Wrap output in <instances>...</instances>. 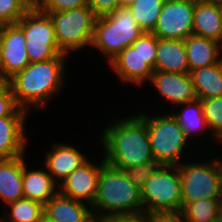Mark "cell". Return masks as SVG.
<instances>
[{
  "instance_id": "6da1fadb",
  "label": "cell",
  "mask_w": 222,
  "mask_h": 222,
  "mask_svg": "<svg viewBox=\"0 0 222 222\" xmlns=\"http://www.w3.org/2000/svg\"><path fill=\"white\" fill-rule=\"evenodd\" d=\"M121 119L113 120L112 125H106L102 130L100 140L105 149V162L120 170L154 162L144 119L139 113Z\"/></svg>"
},
{
  "instance_id": "7a4b0ae2",
  "label": "cell",
  "mask_w": 222,
  "mask_h": 222,
  "mask_svg": "<svg viewBox=\"0 0 222 222\" xmlns=\"http://www.w3.org/2000/svg\"><path fill=\"white\" fill-rule=\"evenodd\" d=\"M67 56L60 54L57 58L30 63L7 81L20 108L39 110L61 92Z\"/></svg>"
},
{
  "instance_id": "3957f363",
  "label": "cell",
  "mask_w": 222,
  "mask_h": 222,
  "mask_svg": "<svg viewBox=\"0 0 222 222\" xmlns=\"http://www.w3.org/2000/svg\"><path fill=\"white\" fill-rule=\"evenodd\" d=\"M97 222L114 215L143 212L141 189L123 170L105 163L100 171L97 194L91 205Z\"/></svg>"
},
{
  "instance_id": "277c9868",
  "label": "cell",
  "mask_w": 222,
  "mask_h": 222,
  "mask_svg": "<svg viewBox=\"0 0 222 222\" xmlns=\"http://www.w3.org/2000/svg\"><path fill=\"white\" fill-rule=\"evenodd\" d=\"M142 33L130 8L118 7L107 15L97 17L90 47L97 48L110 62Z\"/></svg>"
},
{
  "instance_id": "5b68a950",
  "label": "cell",
  "mask_w": 222,
  "mask_h": 222,
  "mask_svg": "<svg viewBox=\"0 0 222 222\" xmlns=\"http://www.w3.org/2000/svg\"><path fill=\"white\" fill-rule=\"evenodd\" d=\"M143 212L149 215L181 213V175L177 165H160L141 188Z\"/></svg>"
},
{
  "instance_id": "8992f818",
  "label": "cell",
  "mask_w": 222,
  "mask_h": 222,
  "mask_svg": "<svg viewBox=\"0 0 222 222\" xmlns=\"http://www.w3.org/2000/svg\"><path fill=\"white\" fill-rule=\"evenodd\" d=\"M157 51V37L143 32L131 46L126 47L108 65L122 82L133 85L150 81L154 72Z\"/></svg>"
},
{
  "instance_id": "52a82bcc",
  "label": "cell",
  "mask_w": 222,
  "mask_h": 222,
  "mask_svg": "<svg viewBox=\"0 0 222 222\" xmlns=\"http://www.w3.org/2000/svg\"><path fill=\"white\" fill-rule=\"evenodd\" d=\"M147 124L151 151L160 165H179L184 158L183 150L189 141L175 117L169 115L150 116L139 114ZM182 157V158H181Z\"/></svg>"
},
{
  "instance_id": "ba28073f",
  "label": "cell",
  "mask_w": 222,
  "mask_h": 222,
  "mask_svg": "<svg viewBox=\"0 0 222 222\" xmlns=\"http://www.w3.org/2000/svg\"><path fill=\"white\" fill-rule=\"evenodd\" d=\"M55 37L62 54L91 46L97 16L88 6L61 12H49Z\"/></svg>"
},
{
  "instance_id": "9c48e42d",
  "label": "cell",
  "mask_w": 222,
  "mask_h": 222,
  "mask_svg": "<svg viewBox=\"0 0 222 222\" xmlns=\"http://www.w3.org/2000/svg\"><path fill=\"white\" fill-rule=\"evenodd\" d=\"M17 24L22 28L26 38L25 47L30 63L57 58L62 54L49 14L39 8H31Z\"/></svg>"
},
{
  "instance_id": "30bf717a",
  "label": "cell",
  "mask_w": 222,
  "mask_h": 222,
  "mask_svg": "<svg viewBox=\"0 0 222 222\" xmlns=\"http://www.w3.org/2000/svg\"><path fill=\"white\" fill-rule=\"evenodd\" d=\"M203 163H184L177 165L181 175V192L183 206L202 198L219 197L220 161L212 159ZM199 163V164H198Z\"/></svg>"
},
{
  "instance_id": "8fae6325",
  "label": "cell",
  "mask_w": 222,
  "mask_h": 222,
  "mask_svg": "<svg viewBox=\"0 0 222 222\" xmlns=\"http://www.w3.org/2000/svg\"><path fill=\"white\" fill-rule=\"evenodd\" d=\"M195 0H165L153 34L160 39L185 40L193 35Z\"/></svg>"
},
{
  "instance_id": "7c38bea8",
  "label": "cell",
  "mask_w": 222,
  "mask_h": 222,
  "mask_svg": "<svg viewBox=\"0 0 222 222\" xmlns=\"http://www.w3.org/2000/svg\"><path fill=\"white\" fill-rule=\"evenodd\" d=\"M26 38L17 23L0 25V80L7 82L30 64Z\"/></svg>"
},
{
  "instance_id": "4fadbf2b",
  "label": "cell",
  "mask_w": 222,
  "mask_h": 222,
  "mask_svg": "<svg viewBox=\"0 0 222 222\" xmlns=\"http://www.w3.org/2000/svg\"><path fill=\"white\" fill-rule=\"evenodd\" d=\"M89 159L79 168H76L60 184L59 192L74 200L92 205L97 194L98 179L104 158L99 165L91 163Z\"/></svg>"
},
{
  "instance_id": "5bb4252c",
  "label": "cell",
  "mask_w": 222,
  "mask_h": 222,
  "mask_svg": "<svg viewBox=\"0 0 222 222\" xmlns=\"http://www.w3.org/2000/svg\"><path fill=\"white\" fill-rule=\"evenodd\" d=\"M149 82L173 105L198 99L190 73L154 71Z\"/></svg>"
},
{
  "instance_id": "9a60e30c",
  "label": "cell",
  "mask_w": 222,
  "mask_h": 222,
  "mask_svg": "<svg viewBox=\"0 0 222 222\" xmlns=\"http://www.w3.org/2000/svg\"><path fill=\"white\" fill-rule=\"evenodd\" d=\"M86 204L58 191L44 204L43 214L54 222H97L92 207Z\"/></svg>"
},
{
  "instance_id": "2e32d148",
  "label": "cell",
  "mask_w": 222,
  "mask_h": 222,
  "mask_svg": "<svg viewBox=\"0 0 222 222\" xmlns=\"http://www.w3.org/2000/svg\"><path fill=\"white\" fill-rule=\"evenodd\" d=\"M50 150L44 163L48 173L58 185L88 160L86 155L68 144L54 143Z\"/></svg>"
},
{
  "instance_id": "e0dca14e",
  "label": "cell",
  "mask_w": 222,
  "mask_h": 222,
  "mask_svg": "<svg viewBox=\"0 0 222 222\" xmlns=\"http://www.w3.org/2000/svg\"><path fill=\"white\" fill-rule=\"evenodd\" d=\"M26 119L27 116L0 117V159L15 158L26 152Z\"/></svg>"
},
{
  "instance_id": "ac0fdd59",
  "label": "cell",
  "mask_w": 222,
  "mask_h": 222,
  "mask_svg": "<svg viewBox=\"0 0 222 222\" xmlns=\"http://www.w3.org/2000/svg\"><path fill=\"white\" fill-rule=\"evenodd\" d=\"M221 28L219 0L195 1L193 35L213 39L220 43Z\"/></svg>"
},
{
  "instance_id": "d6986e66",
  "label": "cell",
  "mask_w": 222,
  "mask_h": 222,
  "mask_svg": "<svg viewBox=\"0 0 222 222\" xmlns=\"http://www.w3.org/2000/svg\"><path fill=\"white\" fill-rule=\"evenodd\" d=\"M154 71L190 73L184 40L157 38Z\"/></svg>"
},
{
  "instance_id": "ffe728a7",
  "label": "cell",
  "mask_w": 222,
  "mask_h": 222,
  "mask_svg": "<svg viewBox=\"0 0 222 222\" xmlns=\"http://www.w3.org/2000/svg\"><path fill=\"white\" fill-rule=\"evenodd\" d=\"M23 155L0 159V199L6 205L24 197L23 194Z\"/></svg>"
},
{
  "instance_id": "44dd1931",
  "label": "cell",
  "mask_w": 222,
  "mask_h": 222,
  "mask_svg": "<svg viewBox=\"0 0 222 222\" xmlns=\"http://www.w3.org/2000/svg\"><path fill=\"white\" fill-rule=\"evenodd\" d=\"M184 42L190 71L217 64L222 59V47L216 40L190 35Z\"/></svg>"
},
{
  "instance_id": "7402d4cb",
  "label": "cell",
  "mask_w": 222,
  "mask_h": 222,
  "mask_svg": "<svg viewBox=\"0 0 222 222\" xmlns=\"http://www.w3.org/2000/svg\"><path fill=\"white\" fill-rule=\"evenodd\" d=\"M23 155V194L25 198L46 204L58 191L59 186L46 171L29 170Z\"/></svg>"
},
{
  "instance_id": "603a6c76",
  "label": "cell",
  "mask_w": 222,
  "mask_h": 222,
  "mask_svg": "<svg viewBox=\"0 0 222 222\" xmlns=\"http://www.w3.org/2000/svg\"><path fill=\"white\" fill-rule=\"evenodd\" d=\"M190 75L198 99L222 97V59L217 64L191 70Z\"/></svg>"
},
{
  "instance_id": "cb8c5ba5",
  "label": "cell",
  "mask_w": 222,
  "mask_h": 222,
  "mask_svg": "<svg viewBox=\"0 0 222 222\" xmlns=\"http://www.w3.org/2000/svg\"><path fill=\"white\" fill-rule=\"evenodd\" d=\"M180 105H185V108L178 112H172L171 114L182 127V130L186 134L188 140L191 136L196 134V132L200 133V131L202 132L203 130V134L205 129L209 130L207 121L203 114V106L200 99H196L194 101L186 102Z\"/></svg>"
},
{
  "instance_id": "d4e9b609",
  "label": "cell",
  "mask_w": 222,
  "mask_h": 222,
  "mask_svg": "<svg viewBox=\"0 0 222 222\" xmlns=\"http://www.w3.org/2000/svg\"><path fill=\"white\" fill-rule=\"evenodd\" d=\"M188 222H213L222 216L219 198H202L185 204L180 213Z\"/></svg>"
},
{
  "instance_id": "484cf974",
  "label": "cell",
  "mask_w": 222,
  "mask_h": 222,
  "mask_svg": "<svg viewBox=\"0 0 222 222\" xmlns=\"http://www.w3.org/2000/svg\"><path fill=\"white\" fill-rule=\"evenodd\" d=\"M8 206L10 212H4V215L0 216V222H40L44 215L43 204L25 197Z\"/></svg>"
},
{
  "instance_id": "4316f807",
  "label": "cell",
  "mask_w": 222,
  "mask_h": 222,
  "mask_svg": "<svg viewBox=\"0 0 222 222\" xmlns=\"http://www.w3.org/2000/svg\"><path fill=\"white\" fill-rule=\"evenodd\" d=\"M165 0H135L129 6L143 32L152 33L155 29Z\"/></svg>"
},
{
  "instance_id": "83f0119b",
  "label": "cell",
  "mask_w": 222,
  "mask_h": 222,
  "mask_svg": "<svg viewBox=\"0 0 222 222\" xmlns=\"http://www.w3.org/2000/svg\"><path fill=\"white\" fill-rule=\"evenodd\" d=\"M201 103L210 133L220 140L222 138V97L206 98L201 100Z\"/></svg>"
},
{
  "instance_id": "f1b7e54d",
  "label": "cell",
  "mask_w": 222,
  "mask_h": 222,
  "mask_svg": "<svg viewBox=\"0 0 222 222\" xmlns=\"http://www.w3.org/2000/svg\"><path fill=\"white\" fill-rule=\"evenodd\" d=\"M27 112L17 105L9 83L2 81L0 83V117L27 116Z\"/></svg>"
},
{
  "instance_id": "f546056e",
  "label": "cell",
  "mask_w": 222,
  "mask_h": 222,
  "mask_svg": "<svg viewBox=\"0 0 222 222\" xmlns=\"http://www.w3.org/2000/svg\"><path fill=\"white\" fill-rule=\"evenodd\" d=\"M28 9L21 0H0V25L17 23Z\"/></svg>"
},
{
  "instance_id": "4dcf8cb0",
  "label": "cell",
  "mask_w": 222,
  "mask_h": 222,
  "mask_svg": "<svg viewBox=\"0 0 222 222\" xmlns=\"http://www.w3.org/2000/svg\"><path fill=\"white\" fill-rule=\"evenodd\" d=\"M160 166L156 161L125 168L123 171L127 177L140 189L144 186L145 181Z\"/></svg>"
},
{
  "instance_id": "1f68e13d",
  "label": "cell",
  "mask_w": 222,
  "mask_h": 222,
  "mask_svg": "<svg viewBox=\"0 0 222 222\" xmlns=\"http://www.w3.org/2000/svg\"><path fill=\"white\" fill-rule=\"evenodd\" d=\"M88 6V0H41L39 9L42 12H61Z\"/></svg>"
},
{
  "instance_id": "d6a6232c",
  "label": "cell",
  "mask_w": 222,
  "mask_h": 222,
  "mask_svg": "<svg viewBox=\"0 0 222 222\" xmlns=\"http://www.w3.org/2000/svg\"><path fill=\"white\" fill-rule=\"evenodd\" d=\"M88 5L97 17L107 15L119 7L118 0H88Z\"/></svg>"
},
{
  "instance_id": "836d02e7",
  "label": "cell",
  "mask_w": 222,
  "mask_h": 222,
  "mask_svg": "<svg viewBox=\"0 0 222 222\" xmlns=\"http://www.w3.org/2000/svg\"><path fill=\"white\" fill-rule=\"evenodd\" d=\"M104 222H154V216L146 212L137 214L114 215Z\"/></svg>"
},
{
  "instance_id": "e575fe53",
  "label": "cell",
  "mask_w": 222,
  "mask_h": 222,
  "mask_svg": "<svg viewBox=\"0 0 222 222\" xmlns=\"http://www.w3.org/2000/svg\"><path fill=\"white\" fill-rule=\"evenodd\" d=\"M154 222H188L180 213L159 214L154 216Z\"/></svg>"
},
{
  "instance_id": "d590c367",
  "label": "cell",
  "mask_w": 222,
  "mask_h": 222,
  "mask_svg": "<svg viewBox=\"0 0 222 222\" xmlns=\"http://www.w3.org/2000/svg\"><path fill=\"white\" fill-rule=\"evenodd\" d=\"M29 9L39 8L41 0H21Z\"/></svg>"
},
{
  "instance_id": "8d00e7d4",
  "label": "cell",
  "mask_w": 222,
  "mask_h": 222,
  "mask_svg": "<svg viewBox=\"0 0 222 222\" xmlns=\"http://www.w3.org/2000/svg\"><path fill=\"white\" fill-rule=\"evenodd\" d=\"M219 201L222 205V161H220Z\"/></svg>"
},
{
  "instance_id": "74e56055",
  "label": "cell",
  "mask_w": 222,
  "mask_h": 222,
  "mask_svg": "<svg viewBox=\"0 0 222 222\" xmlns=\"http://www.w3.org/2000/svg\"><path fill=\"white\" fill-rule=\"evenodd\" d=\"M135 0H118L119 7H129L134 3Z\"/></svg>"
},
{
  "instance_id": "f35d334b",
  "label": "cell",
  "mask_w": 222,
  "mask_h": 222,
  "mask_svg": "<svg viewBox=\"0 0 222 222\" xmlns=\"http://www.w3.org/2000/svg\"><path fill=\"white\" fill-rule=\"evenodd\" d=\"M219 7H220L221 19H222V0H219ZM220 45L222 47V28H221V36H220Z\"/></svg>"
},
{
  "instance_id": "ab89813d",
  "label": "cell",
  "mask_w": 222,
  "mask_h": 222,
  "mask_svg": "<svg viewBox=\"0 0 222 222\" xmlns=\"http://www.w3.org/2000/svg\"><path fill=\"white\" fill-rule=\"evenodd\" d=\"M40 222H54V221L46 218V217L43 215V217L41 218V221H40Z\"/></svg>"
},
{
  "instance_id": "60d3db41",
  "label": "cell",
  "mask_w": 222,
  "mask_h": 222,
  "mask_svg": "<svg viewBox=\"0 0 222 222\" xmlns=\"http://www.w3.org/2000/svg\"><path fill=\"white\" fill-rule=\"evenodd\" d=\"M213 222H222V216H220L219 218L215 219Z\"/></svg>"
}]
</instances>
